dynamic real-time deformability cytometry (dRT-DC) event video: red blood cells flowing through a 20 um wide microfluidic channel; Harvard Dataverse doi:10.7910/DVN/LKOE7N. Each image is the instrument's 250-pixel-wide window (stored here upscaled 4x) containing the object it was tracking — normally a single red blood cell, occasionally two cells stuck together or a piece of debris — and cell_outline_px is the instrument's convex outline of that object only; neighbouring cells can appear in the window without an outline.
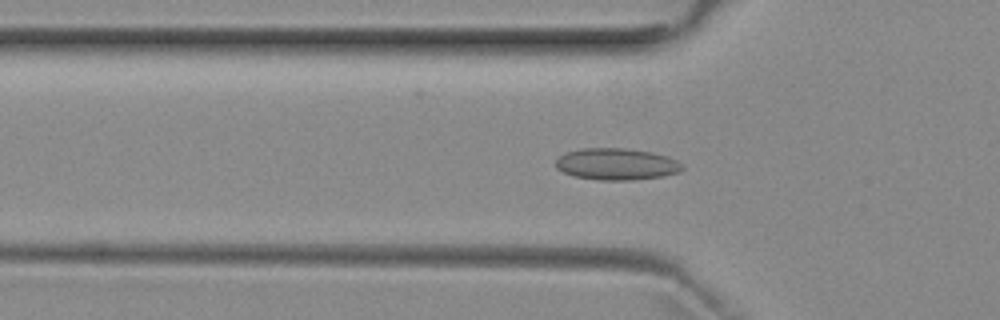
{"species": "common noctule bat (a hibernating species)", "species_latin": "Nyctalus noctula", "temperature_condition": "room temperature", "stored_images_in_passage": 52, "camera_frame_rate_fps": 3000, "um_per_image_px": 0.085, "animal": {"sex": "female", "body_mass_g": 29.2, "forearm_length_mm": 56.3}, "frame": {"image": 1, "passage_image": 17, "time_ms": 5.333, "image_size_px": [1000, 320], "cell_outline_px": [[684, 168], [680, 172], [664, 176], [632, 180], [600, 180], [572, 176], [556, 168], [556, 160], [564, 152], [580, 148], [624, 148], [652, 152], [668, 156], [684, 164]], "centroid_in_image_um": [52.42, 13.95], "position_along_channel_um": 73.4, "area_um2": 23.64}}
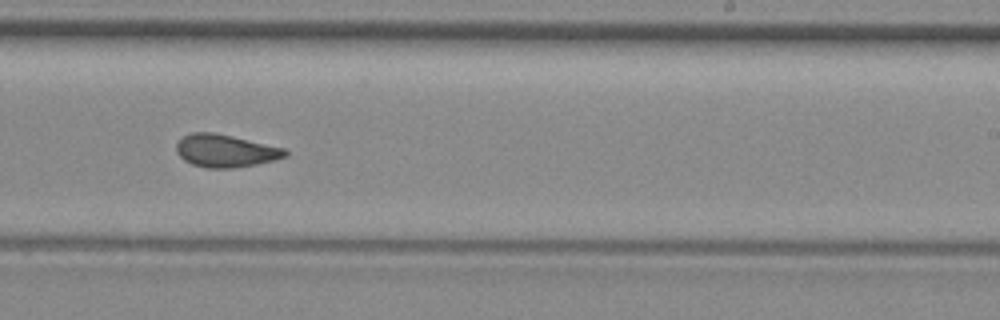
{"frame": {"image": 2, "passage_image": 32, "time_ms": 10.333, "image_size_px": [1000, 320], "cell_outline_px": [[288, 156], [276, 160], [256, 164], [232, 168], [208, 168], [192, 164], [184, 160], [176, 152], [176, 144], [184, 136], [192, 132], [212, 132], [232, 136], [284, 148], [288, 152]], "centroid_in_image_um": [19.17, 12.82], "position_along_channel_um": 269.8, "area_um2": 20.63}}
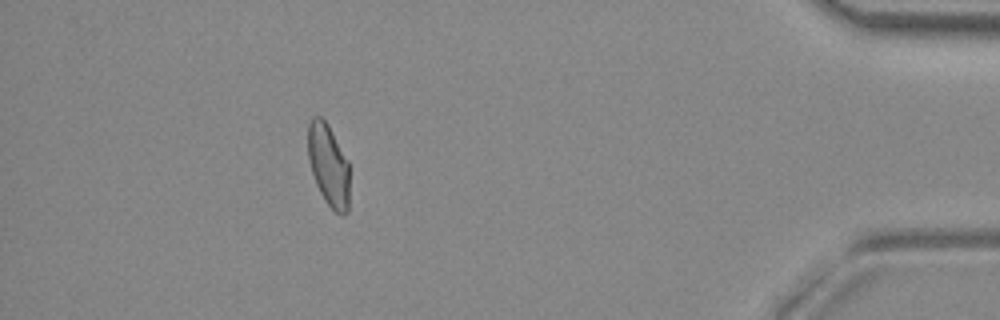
{"frame": {"image": 3, "passage_image": 47, "time_ms": 15.333, "image_size_px": [1000, 320], "cell_outline_px": [[348, 212], [344, 216], [340, 216], [324, 200], [316, 184], [312, 172], [308, 156], [308, 124], [312, 116], [320, 116], [328, 124], [348, 160]], "centroid_in_image_um": [27.92, 14.03], "position_along_channel_um": 407.3, "area_um2": 19.83}, "authors_computed_cell_mechanics": {"area_um2": 21.0103, "velocity_mm_per_s": 3.9206, "shape_relaxation_time_tau1_ms": null, "shape_relaxation_time_tau2_ms": 1.673, "deformation_change_tau1": null, "deformation_change_tau2": 0.0713}}